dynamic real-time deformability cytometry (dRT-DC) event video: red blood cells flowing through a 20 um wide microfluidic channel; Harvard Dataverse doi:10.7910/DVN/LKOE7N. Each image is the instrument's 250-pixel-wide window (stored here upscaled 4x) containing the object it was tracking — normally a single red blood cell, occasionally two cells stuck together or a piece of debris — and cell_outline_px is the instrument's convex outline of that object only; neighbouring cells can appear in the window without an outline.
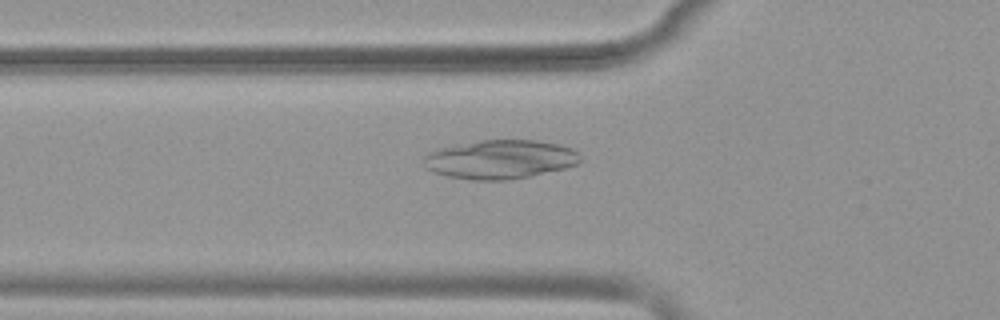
{"species": "common noctule bat (a hibernating species)", "species_latin": "Nyctalus noctula", "temperature_condition": "warm", "stored_images_in_passage": 53, "camera_frame_rate_fps": 3000, "um_per_image_px": 0.085, "animal": {"sex": "female", "body_mass_g": 19.9}, "frame": {"image": 1, "passage_image": 19, "time_ms": 6.0, "image_size_px": [1000, 320], "cell_outline_px": [[580, 160], [576, 164], [564, 168], [528, 176], [508, 180], [472, 180], [448, 176], [432, 172], [424, 168], [424, 156], [428, 152], [440, 148], [480, 140], [536, 140], [560, 144], [572, 148], [580, 156]], "centroid_in_image_um": [42.48, 13.54], "position_along_channel_um": 83.3, "area_um2": 35.37}}
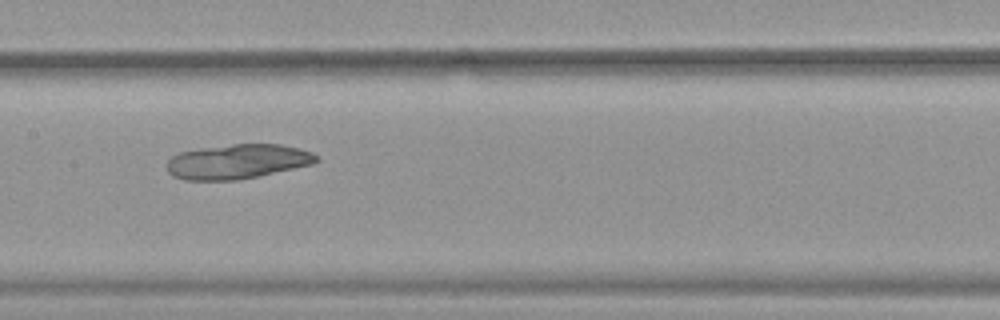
{"frame": {"image": 2, "passage_image": 27, "time_ms": 8.667, "image_size_px": [1000, 320], "cell_outline_px": [[320, 160], [316, 164], [236, 180], [184, 180], [172, 176], [168, 172], [168, 160], [172, 156], [180, 152], [200, 148], [232, 144], [280, 144], [300, 148], [312, 152], [320, 156]], "centroid_in_image_um": [20.24, 13.72], "position_along_channel_um": 187.2, "area_um2": 30.35}}
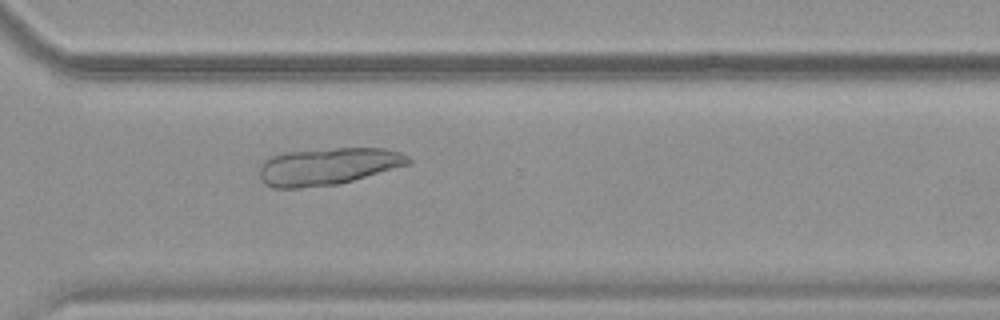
{"frame": {"image": 3, "passage_image": 39, "time_ms": 12.667, "image_size_px": [1000, 320], "cell_outline_px": [[412, 164], [340, 184], [300, 188], [272, 188], [260, 180], [260, 164], [264, 160], [272, 156], [288, 152], [336, 148], [384, 148], [400, 152], [408, 156], [412, 160]], "centroid_in_image_um": [27.9, 14.15], "position_along_channel_um": 342.7, "area_um2": 32.48}}